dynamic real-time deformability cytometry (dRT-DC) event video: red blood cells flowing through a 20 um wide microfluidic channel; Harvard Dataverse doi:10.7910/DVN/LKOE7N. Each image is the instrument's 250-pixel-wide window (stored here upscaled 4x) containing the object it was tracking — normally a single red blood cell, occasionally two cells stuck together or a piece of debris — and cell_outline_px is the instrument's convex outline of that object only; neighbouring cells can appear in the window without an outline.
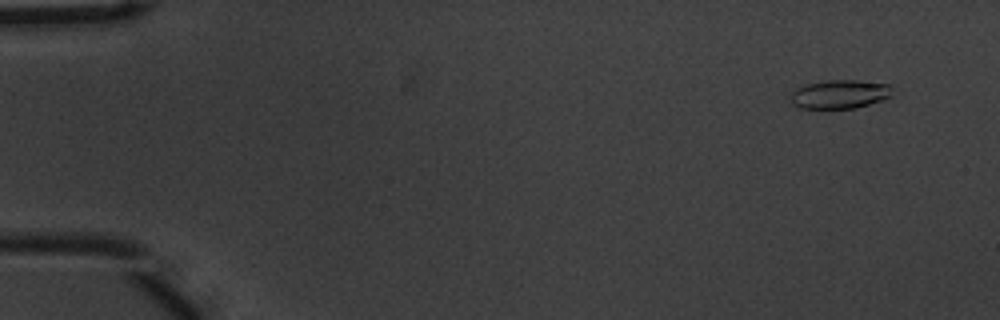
{"species": "common noctule bat (a hibernating species)", "species_latin": "Nyctalus noctula", "temperature_condition": "warm", "stored_images_in_passage": 55, "camera_frame_rate_fps": 3000, "um_per_image_px": 0.085, "animal": {"sex": "male", "body_mass_g": 20.1, "forearm_length_mm": 53.5}, "frame": {"image": 1, "passage_image": 3, "time_ms": 0.667, "image_size_px": [1000, 320], "cell_outline_px": [[892, 96], [884, 100], [856, 108], [800, 108], [792, 104], [792, 92], [796, 88], [808, 84], [828, 80], [856, 80], [892, 84]], "centroid_in_image_um": [71.45, 8.0], "position_along_channel_um": 13.6, "area_um2": 17.11}}
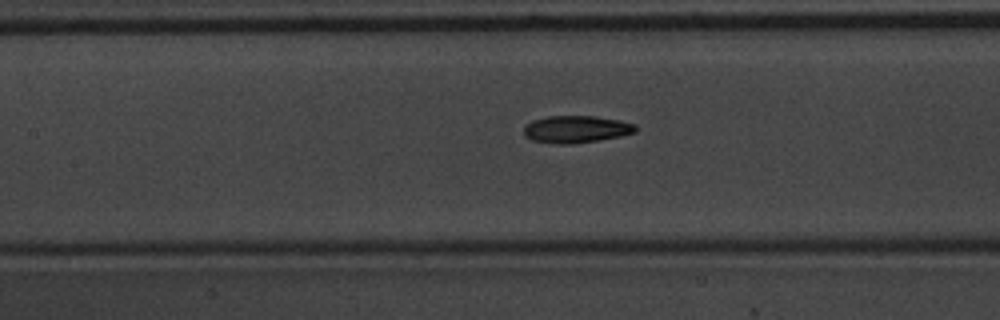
{"frame": {"image": 2, "passage_image": 25, "time_ms": 8.0, "image_size_px": [1000, 320], "cell_outline_px": [[636, 132], [620, 136], [572, 144], [552, 144], [532, 140], [524, 136], [524, 128], [532, 120], [548, 116], [596, 116], [620, 120], [636, 124]], "centroid_in_image_um": [48.96, 10.98], "position_along_channel_um": 158.4, "area_um2": 17.74}}
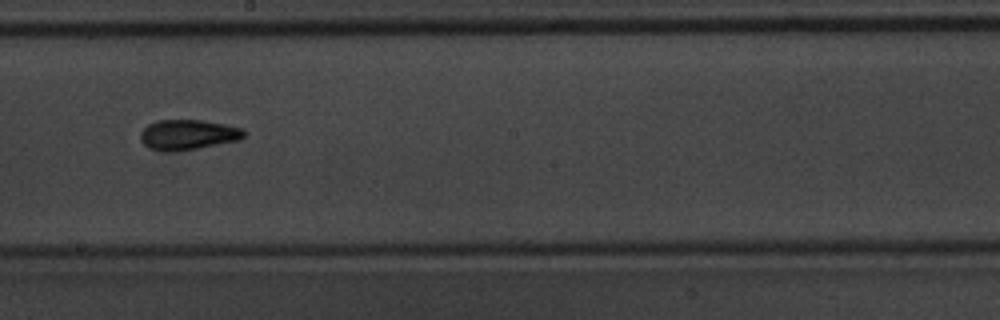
{"frame": {"image": 3, "passage_image": 31, "time_ms": 10.0, "image_size_px": [1000, 320], "cell_outline_px": [[244, 136], [240, 140], [196, 148], [148, 148], [140, 140], [140, 132], [148, 124], [156, 120], [200, 120], [224, 124], [244, 128]], "centroid_in_image_um": [16.01, 11.39], "position_along_channel_um": 232.2, "area_um2": 17.46}, "authors_computed_cell_mechanics": {"area_um2": 17.34, "velocity_mm_per_s": 3.7002, "shape_relaxation_time_tau1_ms": 4.6348, "shape_relaxation_time_tau2_ms": 3.0357, "deformation_change_tau1": 0.1706, "deformation_change_tau2": 0.1073}}